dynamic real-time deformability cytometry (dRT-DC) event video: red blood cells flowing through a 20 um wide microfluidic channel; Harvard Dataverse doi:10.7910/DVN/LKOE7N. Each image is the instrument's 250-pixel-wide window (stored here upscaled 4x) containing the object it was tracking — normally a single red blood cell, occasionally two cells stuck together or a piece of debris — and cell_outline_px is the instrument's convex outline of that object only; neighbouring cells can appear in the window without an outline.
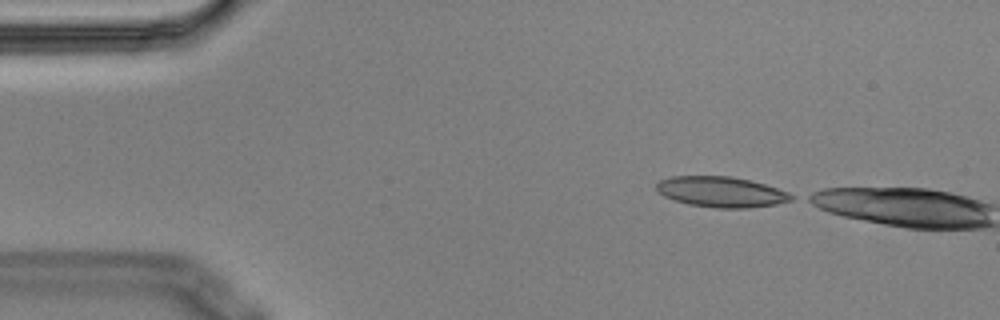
{"species": "Egyptian fruit bat (a non-hibernating species)", "species_latin": "Rousettus aegyptiacus", "temperature_condition": "cold", "stored_images_in_passage": 2, "camera_frame_rate_fps": 3000, "um_per_image_px": 0.085, "animal": {"sex": "male"}, "frame": {"image": 1, "passage_image": 1, "time_ms": 0.0, "image_size_px": [1000, 320], "cell_outline_px": [[796, 196], [792, 200], [776, 204], [748, 208], [716, 208], [688, 204], [664, 196], [656, 188], [656, 184], [660, 180], [672, 176], [728, 176], [748, 180], [764, 184], [788, 192]], "centroid_in_image_um": [61.31, 16.31], "position_along_channel_um": 23.7, "area_um2": 23.81}}